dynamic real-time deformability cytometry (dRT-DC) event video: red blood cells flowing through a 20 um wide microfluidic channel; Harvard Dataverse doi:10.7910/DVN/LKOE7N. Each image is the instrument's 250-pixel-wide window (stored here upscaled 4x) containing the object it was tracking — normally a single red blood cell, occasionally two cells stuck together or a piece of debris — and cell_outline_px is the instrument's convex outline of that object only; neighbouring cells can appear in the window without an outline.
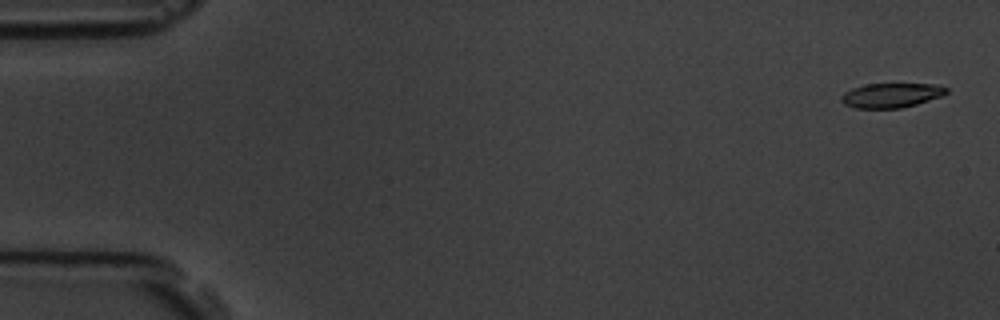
{"species": "common noctule bat (a hibernating species)", "species_latin": "Nyctalus noctula", "temperature_condition": "room temperature", "stored_images_in_passage": 6, "camera_frame_rate_fps": 3000, "um_per_image_px": 0.085, "animal": {"sex": "male", "body_mass_g": 19.5, "forearm_length_mm": 54.6}, "frame": {"image": 1, "passage_image": 1, "time_ms": 0.0, "image_size_px": [1000, 320], "cell_outline_px": [[948, 92], [940, 96], [916, 104], [900, 108], [856, 108], [844, 104], [840, 100], [840, 96], [844, 92], [852, 88], [864, 84], [936, 84], [948, 88]], "centroid_in_image_um": [75.72, 8.09], "position_along_channel_um": 9.3, "area_um2": 14.97}}
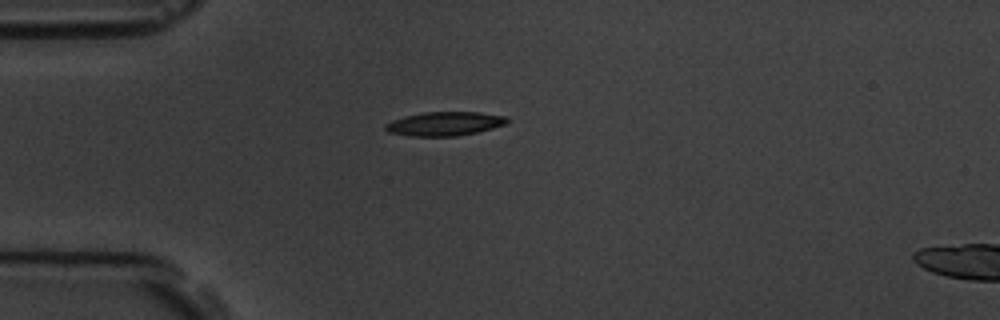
{"frame": {"image": 2, "passage_image": 4, "time_ms": 4.333, "image_size_px": [1000, 320], "cell_outline_px": [[508, 124], [476, 132], [456, 136], [412, 136], [388, 132], [384, 128], [384, 124], [392, 120], [404, 116], [424, 112], [480, 112], [508, 116]], "centroid_in_image_um": [37.8, 10.51], "position_along_channel_um": 47.2, "area_um2": 17.05}}
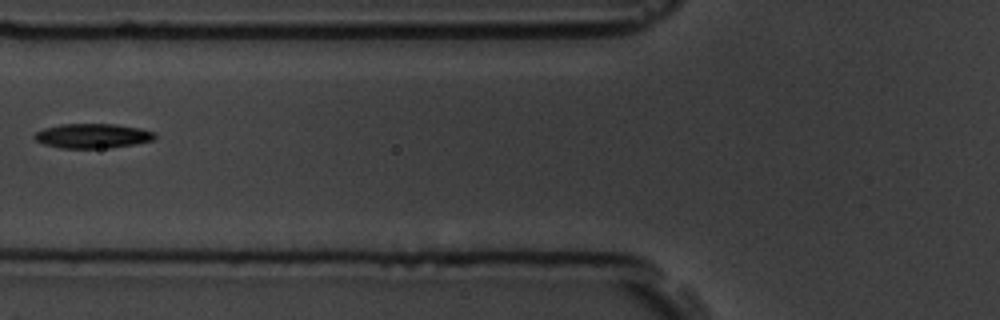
{"frame": {"image": 3, "passage_image": 6, "time_ms": 6.667, "image_size_px": [1000, 320], "cell_outline_px": [[156, 136], [152, 140], [132, 144], [108, 148], [60, 148], [44, 144], [36, 140], [32, 136], [36, 132], [44, 128], [60, 124], [116, 124], [140, 128], [156, 132]], "centroid_in_image_um": [7.85, 11.54], "position_along_channel_um": 118.0, "area_um2": 17.22}}